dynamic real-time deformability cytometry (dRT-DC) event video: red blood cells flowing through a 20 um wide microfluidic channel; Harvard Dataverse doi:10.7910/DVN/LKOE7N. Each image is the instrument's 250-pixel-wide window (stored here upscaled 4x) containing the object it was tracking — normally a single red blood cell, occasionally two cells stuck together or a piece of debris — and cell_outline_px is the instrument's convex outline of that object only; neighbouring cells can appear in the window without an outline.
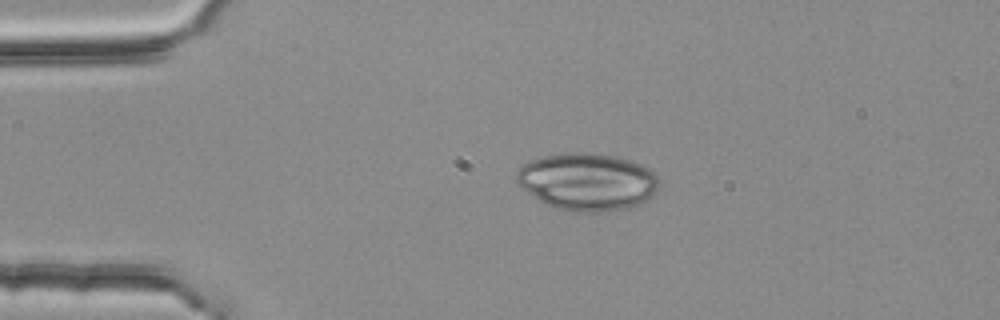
{"species": "common noctule bat (a hibernating species)", "species_latin": "Nyctalus noctula", "temperature_condition": "room temperature", "stored_images_in_passage": 43, "camera_frame_rate_fps": 3000, "um_per_image_px": 0.085, "animal": {"sex": "female", "body_mass_g": 25.1}, "frame": {"image": 1, "passage_image": 1, "time_ms": 0.0, "image_size_px": [1000, 320], "cell_outline_px": [[660, 184], [656, 192], [652, 196], [640, 204], [628, 208], [608, 212], [572, 212], [552, 208], [544, 204], [516, 184], [516, 172], [524, 164], [532, 160], [544, 156], [572, 152], [580, 152], [612, 156], [632, 160], [656, 172], [660, 180]], "centroid_in_image_um": [49.94, 15.48], "position_along_channel_um": 35.1, "area_um2": 48.21}}
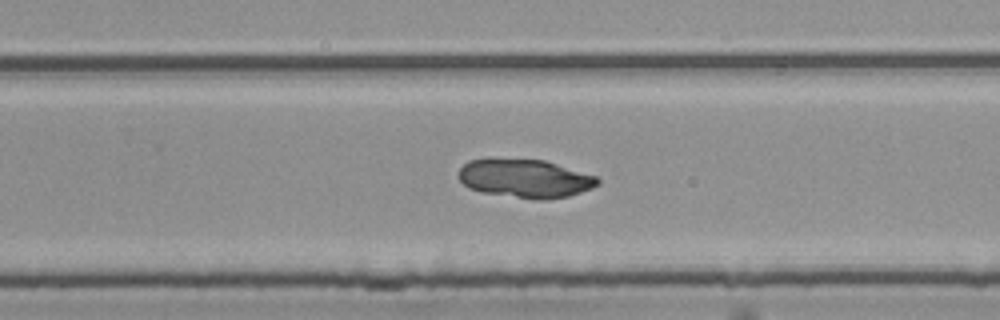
{"frame": {"image": 2, "passage_image": 24, "time_ms": 7.667, "image_size_px": [1000, 320], "cell_outline_px": [[600, 184], [592, 188], [568, 196], [548, 200], [536, 200], [480, 192], [468, 188], [456, 176], [460, 168], [468, 160], [488, 156], [496, 156], [544, 160], [596, 176], [600, 180]], "centroid_in_image_um": [44.55, 15.13], "position_along_channel_um": 285.2, "area_um2": 32.19}}
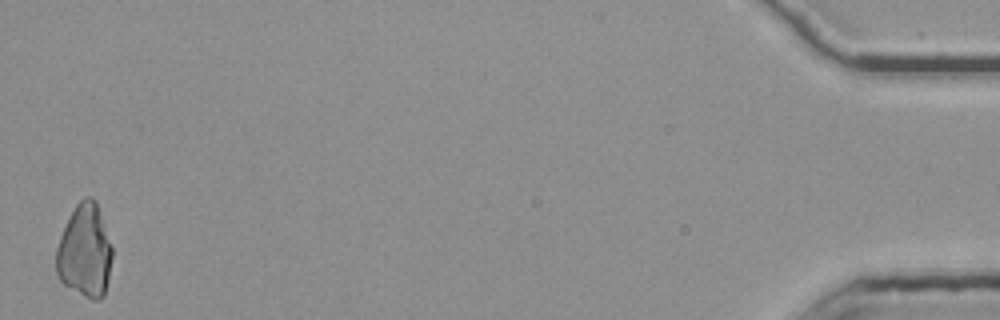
{"frame": {"image": 3, "passage_image": 43, "time_ms": 14.0, "image_size_px": [1000, 320], "cell_outline_px": [[112, 256], [108, 280], [104, 296], [100, 300], [92, 300], [84, 296], [64, 284], [60, 280], [56, 272], [56, 248], [60, 236], [76, 204], [84, 196], [92, 196], [96, 200], [112, 248]], "centroid_in_image_um": [7.21, 21.35], "position_along_channel_um": 428.0, "area_um2": 30.35}}